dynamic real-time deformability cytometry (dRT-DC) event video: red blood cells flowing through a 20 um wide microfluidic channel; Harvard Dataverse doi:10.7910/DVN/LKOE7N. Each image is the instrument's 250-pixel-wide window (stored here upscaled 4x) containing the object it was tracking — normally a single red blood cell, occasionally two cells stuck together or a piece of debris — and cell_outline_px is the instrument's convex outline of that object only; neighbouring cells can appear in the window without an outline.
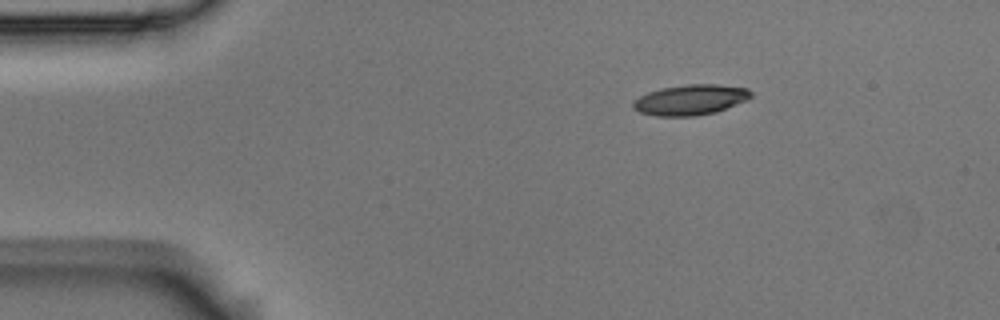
{"species": "Egyptian fruit bat (a non-hibernating species)", "species_latin": "Rousettus aegyptiacus", "temperature_condition": "room temperature", "stored_images_in_passage": 2, "camera_frame_rate_fps": 3000, "um_per_image_px": 0.085, "animal": {"sex": "male"}, "frame": {"image": 1, "passage_image": 1, "time_ms": 0.0, "image_size_px": [1000, 320], "cell_outline_px": [[752, 96], [748, 100], [716, 112], [696, 116], [656, 116], [640, 112], [632, 108], [632, 100], [648, 92], [660, 88], [688, 84], [716, 84], [748, 88], [752, 92]], "centroid_in_image_um": [58.69, 8.48], "position_along_channel_um": 26.3, "area_um2": 21.1}}